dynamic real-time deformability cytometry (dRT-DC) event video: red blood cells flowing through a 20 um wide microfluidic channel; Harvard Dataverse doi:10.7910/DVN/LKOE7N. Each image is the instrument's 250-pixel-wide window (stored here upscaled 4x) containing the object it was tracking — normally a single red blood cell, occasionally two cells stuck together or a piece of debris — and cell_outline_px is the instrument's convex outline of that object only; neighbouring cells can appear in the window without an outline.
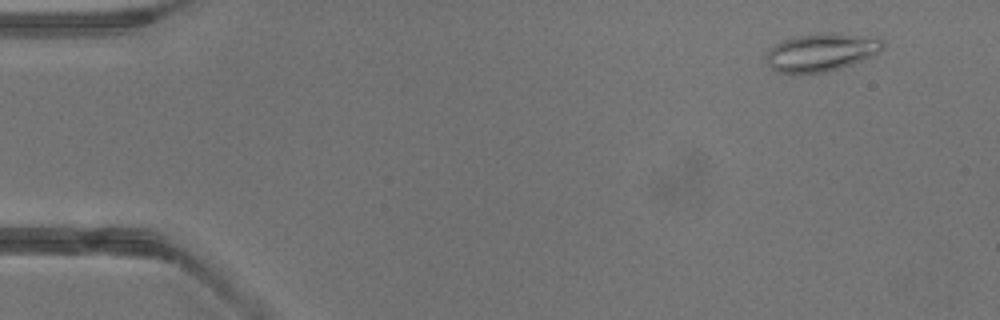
{"species": "common noctule bat (a hibernating species)", "species_latin": "Nyctalus noctula", "temperature_condition": "warm", "stored_images_in_passage": 40, "camera_frame_rate_fps": 3000, "um_per_image_px": 0.085, "animal": {"sex": "male", "body_mass_g": 13.3}, "frame": {"image": 1, "passage_image": 4, "time_ms": 1.0, "image_size_px": [1000, 320], "cell_outline_px": [[884, 48], [880, 52], [852, 64], [840, 68], [824, 72], [776, 72], [768, 64], [764, 56], [768, 48], [792, 36], [816, 32], [836, 32], [884, 40]], "centroid_in_image_um": [69.77, 4.41], "position_along_channel_um": 15.2, "area_um2": 25.84}}
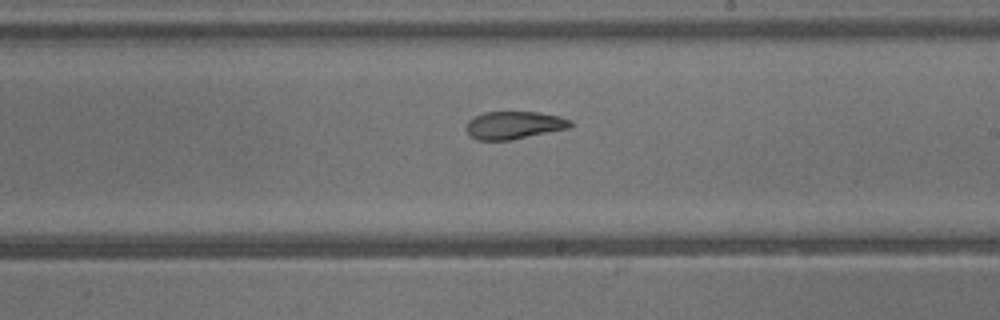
{"frame": {"image": 2, "passage_image": 24, "time_ms": 7.667, "image_size_px": [1000, 320], "cell_outline_px": [[572, 124], [568, 128], [512, 140], [476, 140], [464, 128], [468, 120], [484, 112], [540, 112], [560, 116], [572, 120]], "centroid_in_image_um": [43.69, 10.63], "position_along_channel_um": 245.3, "area_um2": 16.88}}
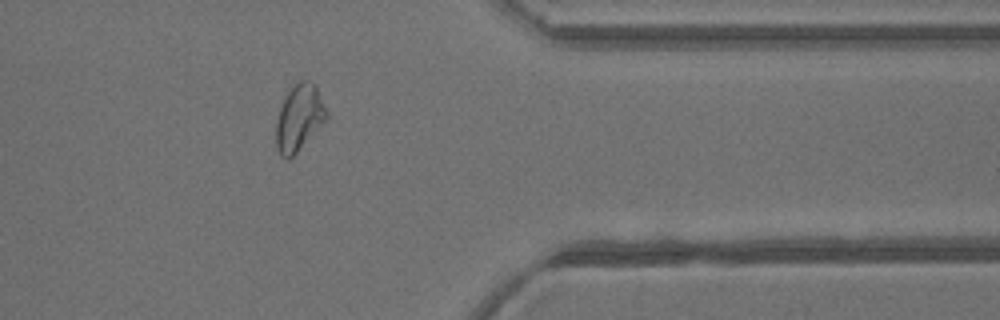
{"frame": {"image": 3, "passage_image": 33, "time_ms": 10.667, "image_size_px": [1000, 320], "cell_outline_px": [[328, 116], [324, 124], [288, 160], [280, 156], [276, 148], [276, 120], [280, 108], [288, 88], [296, 80], [308, 80], [316, 84], [328, 112]], "centroid_in_image_um": [25.43, 9.97], "position_along_channel_um": 386.0, "area_um2": 19.94}}